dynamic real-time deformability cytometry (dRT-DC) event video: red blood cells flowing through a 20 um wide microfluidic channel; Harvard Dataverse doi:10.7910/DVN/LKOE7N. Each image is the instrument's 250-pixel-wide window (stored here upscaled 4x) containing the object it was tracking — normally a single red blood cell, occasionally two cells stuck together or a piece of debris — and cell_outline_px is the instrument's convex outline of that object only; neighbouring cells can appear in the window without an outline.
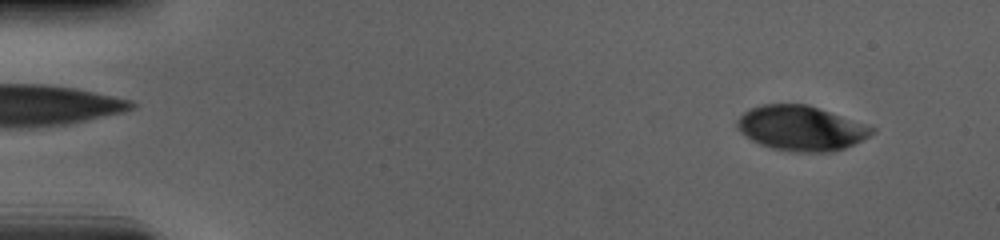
{"species": "human", "species_latin": "Homo sapiens", "temperature_condition": "cold", "stored_images_in_passage": 55, "camera_frame_rate_fps": 3000, "um_per_image_px": 0.085, "donor": {"sex": "male"}, "frame": {"image": 1, "passage_image": 4, "time_ms": 1.0, "image_size_px": [1000, 240], "cell_outline_px": [[876, 132], [844, 148], [832, 152], [792, 152], [772, 148], [760, 144], [744, 136], [736, 128], [736, 120], [748, 108], [764, 104], [808, 104], [876, 128]], "centroid_in_image_um": [68.04, 10.89], "position_along_channel_um": 17.0, "area_um2": 35.26}}
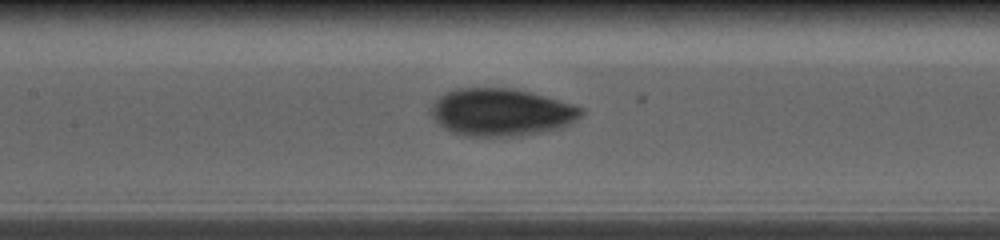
{"frame": {"image": 2, "passage_image": 26, "time_ms": 8.333, "image_size_px": [1000, 240], "cell_outline_px": [[584, 112], [580, 116], [568, 124], [556, 128], [520, 136], [464, 136], [452, 132], [444, 128], [432, 116], [432, 104], [440, 96], [448, 92], [460, 88], [508, 88], [528, 92], [572, 104], [584, 108]], "centroid_in_image_um": [42.58, 9.54], "position_along_channel_um": 164.8, "area_um2": 40.81}}
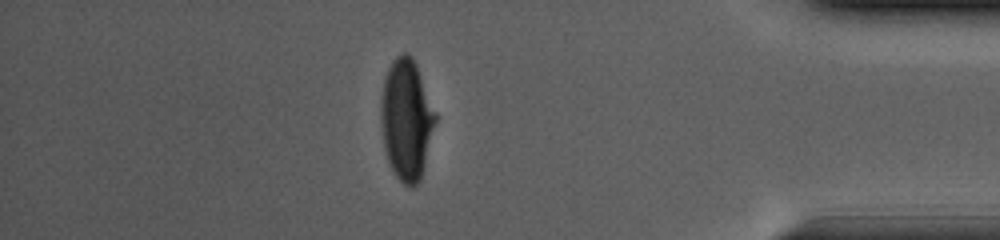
{"frame": {"image": 3, "passage_image": 48, "time_ms": 15.667, "image_size_px": [1000, 240], "cell_outline_px": [[436, 120], [424, 168], [420, 180], [412, 188], [404, 184], [392, 172], [384, 148], [380, 116], [380, 104], [384, 80], [388, 68], [392, 60], [396, 56], [404, 52], [408, 52], [412, 56], [416, 64], [436, 112]], "centroid_in_image_um": [34.54, 10.15], "position_along_channel_um": 400.7, "area_um2": 38.44}, "authors_computed_cell_mechanics": {"area_um2": 38.7838, "velocity_mm_per_s": 3.6868, "shape_relaxation_time_tau1_ms": 3.9953, "shape_relaxation_time_tau2_ms": 1.2529, "deformation_change_tau1": 0.1444, "deformation_change_tau2": 0.0476}}